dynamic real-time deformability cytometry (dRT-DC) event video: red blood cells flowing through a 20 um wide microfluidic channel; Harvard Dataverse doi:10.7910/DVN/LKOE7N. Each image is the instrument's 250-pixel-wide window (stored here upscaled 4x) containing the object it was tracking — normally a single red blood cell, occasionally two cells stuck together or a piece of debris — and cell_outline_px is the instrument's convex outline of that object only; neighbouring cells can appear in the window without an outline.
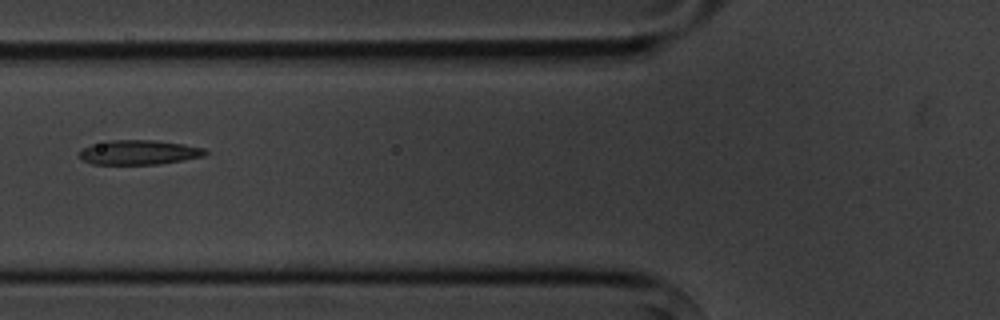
{"species": "common noctule bat (a hibernating species)", "species_latin": "Nyctalus noctula", "temperature_condition": "cold", "stored_images_in_passage": 2, "camera_frame_rate_fps": 3000, "um_per_image_px": 0.085, "animal": {"sex": "male", "body_mass_g": 20.1, "forearm_length_mm": 53.5}, "frame": {"image": 1, "passage_image": 2, "time_ms": 1.333, "image_size_px": [1000, 320], "cell_outline_px": [[208, 152], [204, 156], [184, 160], [160, 164], [92, 164], [84, 160], [76, 152], [80, 148], [92, 144], [108, 140], [156, 140], [184, 144], [204, 148]], "centroid_in_image_um": [11.79, 12.94], "position_along_channel_um": 114.0, "area_um2": 18.21}}